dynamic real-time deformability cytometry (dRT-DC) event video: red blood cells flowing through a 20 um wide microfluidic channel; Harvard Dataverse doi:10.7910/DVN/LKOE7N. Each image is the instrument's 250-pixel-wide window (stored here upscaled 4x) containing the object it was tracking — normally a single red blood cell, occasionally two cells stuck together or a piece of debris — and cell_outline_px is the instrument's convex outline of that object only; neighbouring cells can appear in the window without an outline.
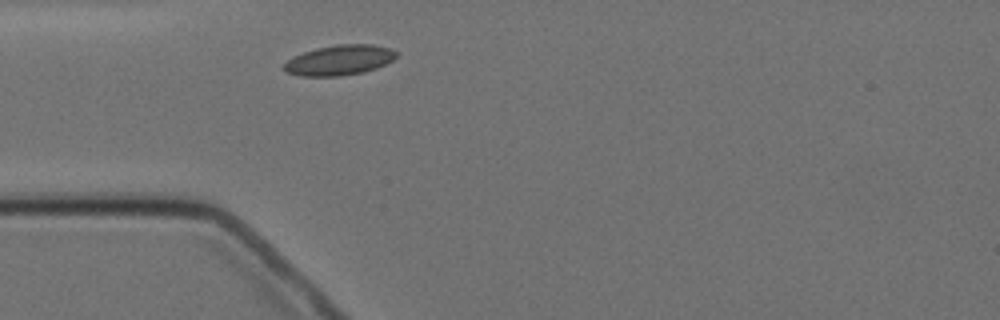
{"species": "Egyptian fruit bat (a non-hibernating species)", "species_latin": "Rousettus aegyptiacus", "temperature_condition": "cold", "stored_images_in_passage": 1, "camera_frame_rate_fps": 3000, "um_per_image_px": 0.085, "animal": {"sex": "female"}, "frame": {"image": 1, "passage_image": 1, "time_ms": 0.0, "image_size_px": [1000, 320], "cell_outline_px": [[396, 56], [392, 60], [376, 68], [364, 72], [340, 76], [300, 76], [288, 72], [284, 68], [284, 64], [288, 60], [304, 52], [316, 48], [336, 44], [372, 44], [388, 48], [396, 52]], "centroid_in_image_um": [28.85, 5.11], "position_along_channel_um": 56.1, "area_um2": 19.48}}